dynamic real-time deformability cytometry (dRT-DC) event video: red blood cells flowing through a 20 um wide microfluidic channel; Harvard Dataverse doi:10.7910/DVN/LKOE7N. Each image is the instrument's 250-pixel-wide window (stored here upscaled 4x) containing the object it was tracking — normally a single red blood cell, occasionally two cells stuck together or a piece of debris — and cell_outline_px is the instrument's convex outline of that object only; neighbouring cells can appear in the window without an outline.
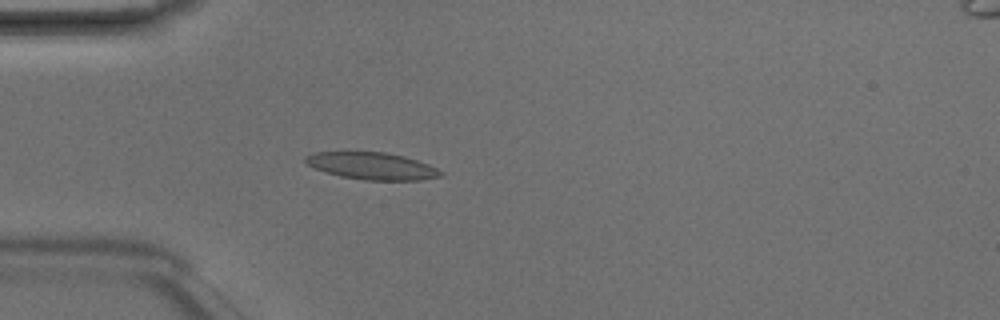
{"species": "Egyptian fruit bat (a non-hibernating species)", "species_latin": "Rousettus aegyptiacus", "temperature_condition": "room temperature", "stored_images_in_passage": 4, "camera_frame_rate_fps": 3000, "um_per_image_px": 0.085, "animal": {"sex": "male"}, "frame": {"image": 1, "passage_image": 4, "time_ms": 1.0, "image_size_px": [1000, 320], "cell_outline_px": [[444, 172], [440, 176], [420, 180], [364, 180], [340, 176], [324, 172], [308, 164], [304, 160], [304, 156], [316, 152], [344, 148], [384, 152], [404, 156], [428, 164]], "centroid_in_image_um": [31.52, 14.05], "position_along_channel_um": 53.5, "area_um2": 22.2}}